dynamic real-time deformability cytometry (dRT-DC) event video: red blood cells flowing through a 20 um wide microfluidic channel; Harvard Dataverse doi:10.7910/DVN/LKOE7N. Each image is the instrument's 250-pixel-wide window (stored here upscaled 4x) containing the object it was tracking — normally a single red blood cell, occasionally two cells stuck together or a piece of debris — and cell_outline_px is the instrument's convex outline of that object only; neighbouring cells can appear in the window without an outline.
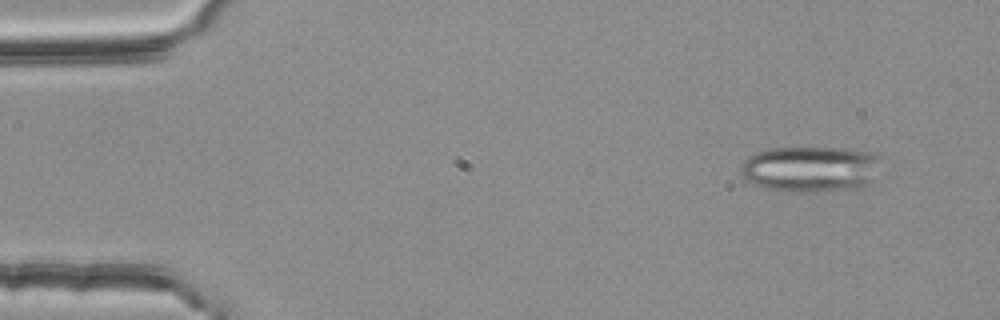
{"species": "common noctule bat (a hibernating species)", "species_latin": "Nyctalus noctula", "temperature_condition": "room temperature", "stored_images_in_passage": 3, "camera_frame_rate_fps": 3000, "um_per_image_px": 0.085, "animal": {"sex": "female", "body_mass_g": 25.1}, "frame": {"image": 1, "passage_image": 1, "time_ms": 0.0, "image_size_px": [1000, 320], "cell_outline_px": [[880, 156], [872, 180], [868, 184], [848, 188], [768, 188], [756, 184], [748, 180], [740, 172], [740, 168], [744, 160], [748, 156], [756, 152], [772, 148], [844, 148], [868, 152]], "centroid_in_image_um": [68.86, 14.28], "position_along_channel_um": 16.1, "area_um2": 35.43}}